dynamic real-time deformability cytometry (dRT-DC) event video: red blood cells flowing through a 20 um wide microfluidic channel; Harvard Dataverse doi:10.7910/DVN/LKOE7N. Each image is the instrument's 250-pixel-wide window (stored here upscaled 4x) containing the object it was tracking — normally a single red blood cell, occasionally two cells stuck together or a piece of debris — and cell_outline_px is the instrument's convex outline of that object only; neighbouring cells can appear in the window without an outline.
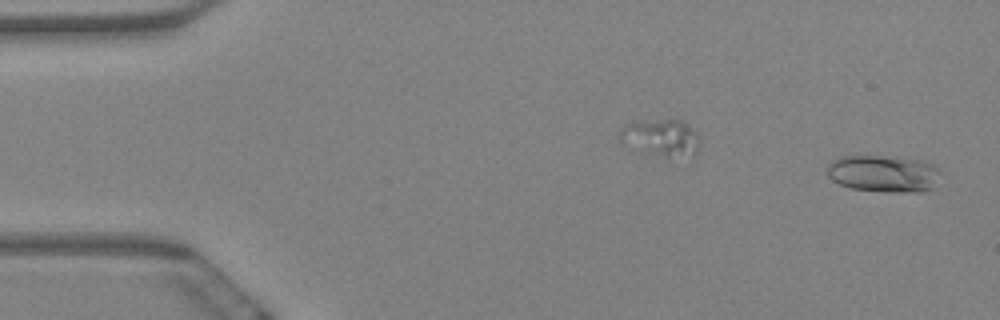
{"species": "Egyptian fruit bat (a non-hibernating species)", "species_latin": "Rousettus aegyptiacus", "temperature_condition": "warm", "stored_images_in_passage": 3, "segment_of_instrument_passage": [2, 2], "camera_frame_rate_fps": 3000, "um_per_image_px": 0.085, "animal": {"sex": "female"}, "frame": {"image": 1, "passage_image": 3, "time_ms": 0.667, "image_size_px": [1000, 320], "cell_outline_px": [[940, 172], [932, 188], [920, 192], [888, 192], [852, 188], [840, 184], [832, 180], [828, 176], [828, 164], [832, 160], [840, 156], [876, 156], [920, 160], [932, 164]], "centroid_in_image_um": [75.07, 14.76], "position_along_channel_um": 9.9, "area_um2": 24.1}}